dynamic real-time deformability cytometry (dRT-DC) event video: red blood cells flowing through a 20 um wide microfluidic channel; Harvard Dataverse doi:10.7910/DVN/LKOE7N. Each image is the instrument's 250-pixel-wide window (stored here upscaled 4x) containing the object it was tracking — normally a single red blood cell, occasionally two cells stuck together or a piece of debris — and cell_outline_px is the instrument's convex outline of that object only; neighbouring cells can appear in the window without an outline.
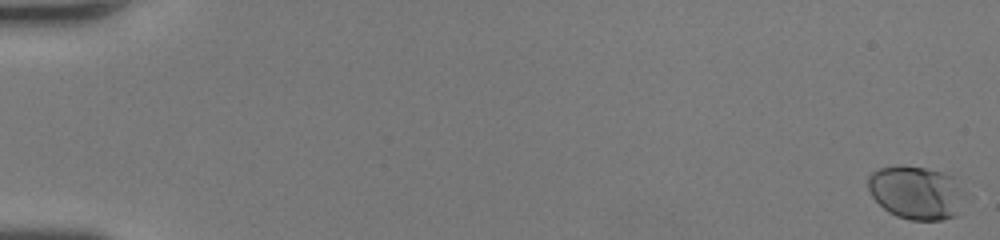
{"species": "human", "species_latin": "Homo sapiens", "temperature_condition": "room temperature", "stored_images_in_passage": 46, "camera_frame_rate_fps": 3000, "um_per_image_px": 0.085, "donor": {"sex": "female"}, "frame": {"image": 1, "passage_image": 1, "time_ms": 0.0, "image_size_px": [1000, 240], "cell_outline_px": [[964, 200], [956, 216], [940, 220], [912, 220], [896, 216], [888, 212], [872, 196], [868, 188], [868, 176], [872, 172], [880, 168], [896, 164], [924, 168], [944, 172], [952, 176], [964, 192]], "centroid_in_image_um": [77.87, 16.36], "position_along_channel_um": 7.1, "area_um2": 30.23}}
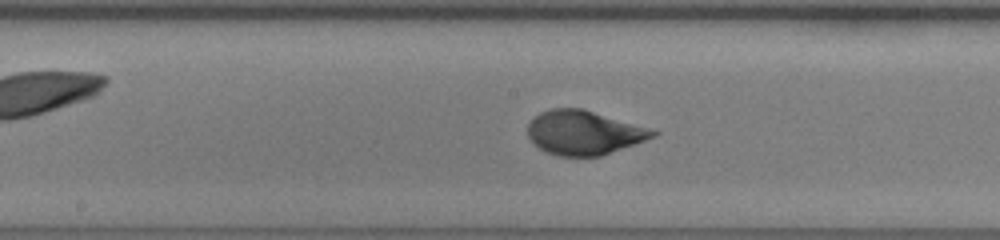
{"frame": {"image": 2, "passage_image": 28, "time_ms": 9.0, "image_size_px": [1000, 240], "cell_outline_px": [[660, 132], [656, 136], [600, 156], [560, 156], [548, 152], [540, 148], [528, 136], [528, 124], [540, 112], [552, 108], [580, 108]], "centroid_in_image_um": [49.6, 11.28], "position_along_channel_um": 198.6, "area_um2": 31.39}}
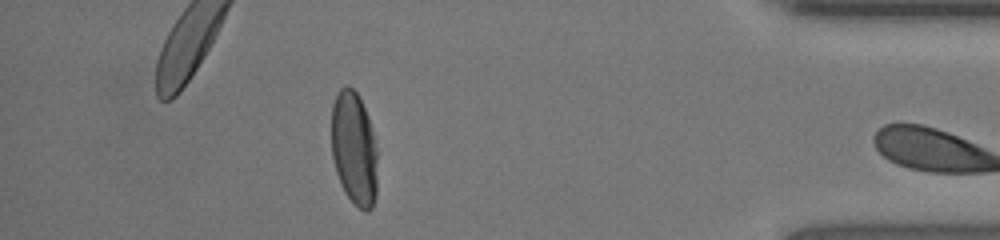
{"frame": {"image": 3, "passage_image": 45, "time_ms": 14.667, "image_size_px": [1000, 240], "cell_outline_px": [[376, 196], [372, 208], [368, 212], [364, 212], [356, 208], [352, 204], [344, 192], [340, 184], [336, 172], [332, 156], [332, 104], [336, 92], [344, 84], [348, 84], [356, 92], [368, 116], [376, 148]], "centroid_in_image_um": [30.08, 12.66], "position_along_channel_um": 405.1, "area_um2": 30.81}, "authors_computed_cell_mechanics": {"area_um2": 31.1542, "velocity_mm_per_s": 4.3208, "shape_relaxation_time_tau1_ms": 3.3095, "shape_relaxation_time_tau2_ms": null, "deformation_change_tau1": 0.1604, "deformation_change_tau2": null}}